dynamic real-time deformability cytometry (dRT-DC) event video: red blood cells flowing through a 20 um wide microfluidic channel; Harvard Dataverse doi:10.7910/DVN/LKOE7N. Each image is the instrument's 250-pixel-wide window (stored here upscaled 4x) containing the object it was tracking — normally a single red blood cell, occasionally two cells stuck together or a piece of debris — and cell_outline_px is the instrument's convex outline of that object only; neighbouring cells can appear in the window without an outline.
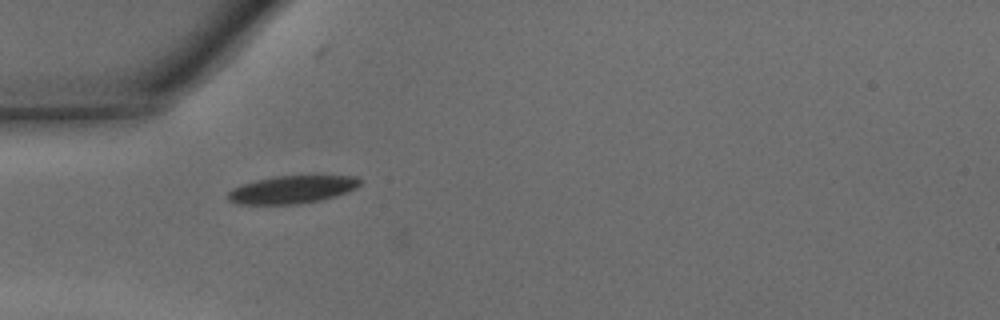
{"species": "common noctule bat (a hibernating species)", "species_latin": "Nyctalus noctula", "temperature_condition": "warm", "stored_images_in_passage": 4, "camera_frame_rate_fps": 3000, "um_per_image_px": 0.085, "animal": {"sex": "male", "body_mass_g": 15.6}, "frame": {"image": 1, "passage_image": 1, "time_ms": 0.0, "image_size_px": [1000, 320], "cell_outline_px": [[364, 180], [356, 188], [348, 192], [336, 196], [320, 200], [300, 204], [236, 204], [228, 200], [228, 192], [232, 188], [256, 180], [276, 176], [356, 176]], "centroid_in_image_um": [24.86, 16.11], "position_along_channel_um": 60.1, "area_um2": 21.39}}
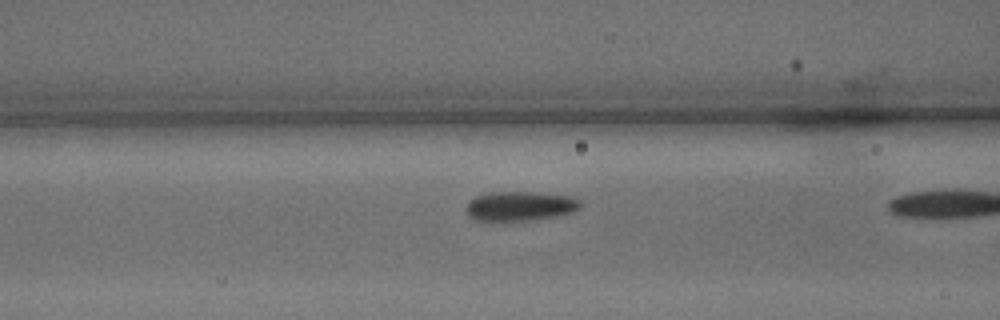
{"frame": {"image": 2, "passage_image": 3, "time_ms": 0.667, "image_size_px": [1000, 320], "cell_outline_px": [[580, 208], [572, 212], [556, 216], [528, 220], [476, 220], [468, 216], [468, 204], [476, 196], [488, 192], [540, 192], [568, 196], [580, 200]], "centroid_in_image_um": [44.23, 17.5], "position_along_channel_um": 122.4, "area_um2": 19.31}}